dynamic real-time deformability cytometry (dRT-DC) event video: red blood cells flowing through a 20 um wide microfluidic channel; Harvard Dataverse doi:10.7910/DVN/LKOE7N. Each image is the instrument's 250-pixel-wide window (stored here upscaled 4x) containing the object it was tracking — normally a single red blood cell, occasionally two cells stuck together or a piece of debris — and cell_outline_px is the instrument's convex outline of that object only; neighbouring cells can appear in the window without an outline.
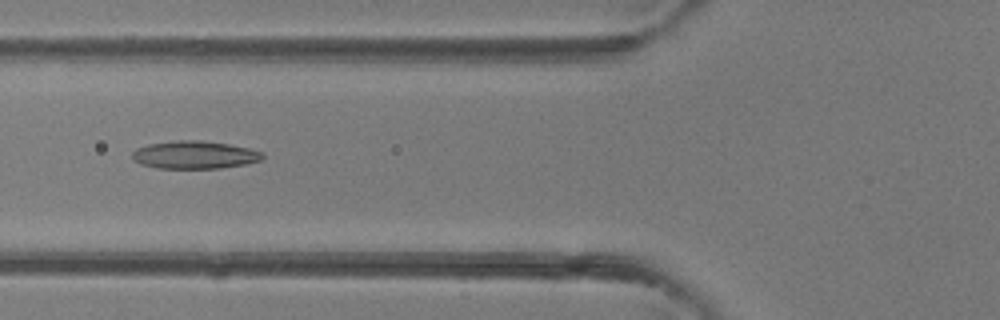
{"species": "common noctule bat (a hibernating species)", "species_latin": "Nyctalus noctula", "temperature_condition": "room temperature", "stored_images_in_passage": 5, "camera_frame_rate_fps": 3000, "um_per_image_px": 0.085, "animal": {"sex": "female"}, "frame": {"image": 1, "passage_image": 5, "time_ms": 4.333, "image_size_px": [1000, 320], "cell_outline_px": [[264, 156], [260, 160], [244, 164], [220, 168], [156, 168], [140, 164], [132, 160], [132, 152], [136, 148], [148, 144], [176, 140], [200, 140], [228, 144], [248, 148], [264, 152]], "centroid_in_image_um": [16.5, 13.16], "position_along_channel_um": 109.3, "area_um2": 21.15}}